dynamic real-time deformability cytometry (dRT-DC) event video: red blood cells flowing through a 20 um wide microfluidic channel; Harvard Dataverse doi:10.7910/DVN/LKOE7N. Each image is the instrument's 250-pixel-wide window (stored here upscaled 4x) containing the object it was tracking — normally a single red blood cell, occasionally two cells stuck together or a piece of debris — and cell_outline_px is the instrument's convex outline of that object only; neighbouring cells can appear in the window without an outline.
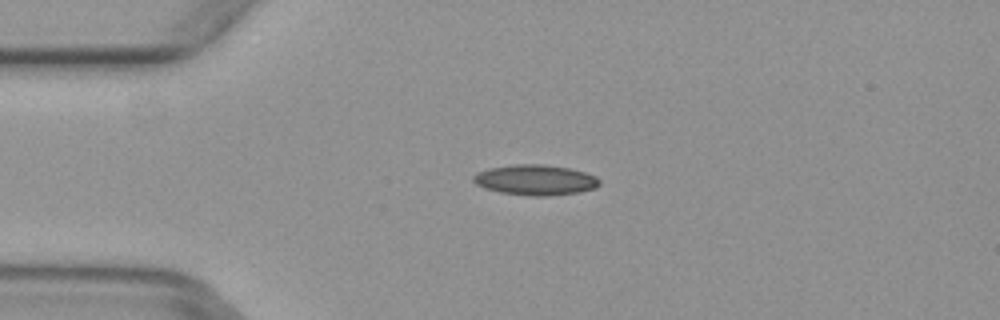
{"species": "common noctule bat (a hibernating species)", "species_latin": "Nyctalus noctula", "temperature_condition": "warm", "stored_images_in_passage": 4, "camera_frame_rate_fps": 3000, "um_per_image_px": 0.085, "animal": {"sex": "female", "body_mass_g": 29.2, "forearm_length_mm": 56.3}, "frame": {"image": 1, "passage_image": 3, "time_ms": 0.667, "image_size_px": [1000, 320], "cell_outline_px": [[600, 184], [596, 188], [576, 192], [544, 196], [532, 196], [500, 192], [484, 188], [476, 184], [472, 180], [472, 176], [476, 172], [488, 168], [516, 164], [544, 164], [568, 168], [584, 172], [596, 176], [600, 180]], "centroid_in_image_um": [45.48, 15.29], "position_along_channel_um": 39.5, "area_um2": 22.31}}